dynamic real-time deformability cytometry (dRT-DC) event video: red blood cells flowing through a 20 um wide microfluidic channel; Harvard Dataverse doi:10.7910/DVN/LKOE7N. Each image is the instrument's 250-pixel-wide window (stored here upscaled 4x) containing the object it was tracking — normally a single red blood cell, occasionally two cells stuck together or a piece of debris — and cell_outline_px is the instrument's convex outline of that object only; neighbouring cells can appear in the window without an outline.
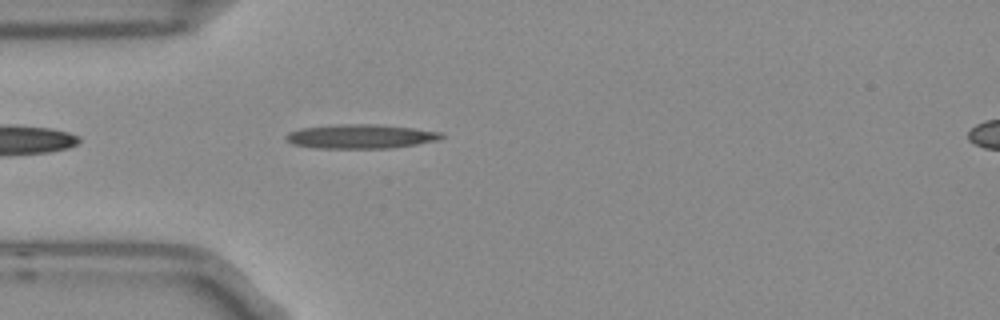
{"species": "Egyptian fruit bat (a non-hibernating species)", "species_latin": "Rousettus aegyptiacus", "temperature_condition": "room temperature", "stored_images_in_passage": 2, "camera_frame_rate_fps": 3000, "um_per_image_px": 0.085, "frame": {"image": 1, "passage_image": 2, "time_ms": 0.333, "image_size_px": [1000, 320], "cell_outline_px": [[444, 136], [436, 140], [416, 144], [392, 148], [316, 148], [292, 144], [284, 136], [288, 132], [300, 128], [332, 124], [376, 124], [412, 128], [444, 132]], "centroid_in_image_um": [30.62, 11.59], "position_along_channel_um": 54.4, "area_um2": 21.96}}